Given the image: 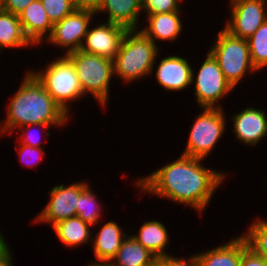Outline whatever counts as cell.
<instances>
[{"label": "cell", "instance_id": "cell-27", "mask_svg": "<svg viewBox=\"0 0 267 266\" xmlns=\"http://www.w3.org/2000/svg\"><path fill=\"white\" fill-rule=\"evenodd\" d=\"M41 3L53 25L75 10L72 0H41Z\"/></svg>", "mask_w": 267, "mask_h": 266}, {"label": "cell", "instance_id": "cell-1", "mask_svg": "<svg viewBox=\"0 0 267 266\" xmlns=\"http://www.w3.org/2000/svg\"><path fill=\"white\" fill-rule=\"evenodd\" d=\"M203 159L181 154L177 160L136 181L143 193L165 197L202 213L225 179V173L206 168Z\"/></svg>", "mask_w": 267, "mask_h": 266}, {"label": "cell", "instance_id": "cell-15", "mask_svg": "<svg viewBox=\"0 0 267 266\" xmlns=\"http://www.w3.org/2000/svg\"><path fill=\"white\" fill-rule=\"evenodd\" d=\"M120 225L114 221L106 222L102 228L92 237L93 254L97 261L90 262V265H108L116 256L122 241L127 237Z\"/></svg>", "mask_w": 267, "mask_h": 266}, {"label": "cell", "instance_id": "cell-26", "mask_svg": "<svg viewBox=\"0 0 267 266\" xmlns=\"http://www.w3.org/2000/svg\"><path fill=\"white\" fill-rule=\"evenodd\" d=\"M242 235L249 247L267 262V219L258 217Z\"/></svg>", "mask_w": 267, "mask_h": 266}, {"label": "cell", "instance_id": "cell-5", "mask_svg": "<svg viewBox=\"0 0 267 266\" xmlns=\"http://www.w3.org/2000/svg\"><path fill=\"white\" fill-rule=\"evenodd\" d=\"M55 59V60H54ZM44 70H30L42 83L46 92L69 116L70 102L84 96L77 72L72 62L64 55L54 58Z\"/></svg>", "mask_w": 267, "mask_h": 266}, {"label": "cell", "instance_id": "cell-8", "mask_svg": "<svg viewBox=\"0 0 267 266\" xmlns=\"http://www.w3.org/2000/svg\"><path fill=\"white\" fill-rule=\"evenodd\" d=\"M192 69V86L195 85V100L200 108H222L218 105V101L222 100L227 93H230L234 88L225 79L222 70L219 67L218 61L208 51L207 56L199 68L195 76ZM195 79V80H194Z\"/></svg>", "mask_w": 267, "mask_h": 266}, {"label": "cell", "instance_id": "cell-36", "mask_svg": "<svg viewBox=\"0 0 267 266\" xmlns=\"http://www.w3.org/2000/svg\"><path fill=\"white\" fill-rule=\"evenodd\" d=\"M7 244L2 232H0V249H2Z\"/></svg>", "mask_w": 267, "mask_h": 266}, {"label": "cell", "instance_id": "cell-31", "mask_svg": "<svg viewBox=\"0 0 267 266\" xmlns=\"http://www.w3.org/2000/svg\"><path fill=\"white\" fill-rule=\"evenodd\" d=\"M156 266H198L196 256L186 258H177L173 255H167L157 259Z\"/></svg>", "mask_w": 267, "mask_h": 266}, {"label": "cell", "instance_id": "cell-33", "mask_svg": "<svg viewBox=\"0 0 267 266\" xmlns=\"http://www.w3.org/2000/svg\"><path fill=\"white\" fill-rule=\"evenodd\" d=\"M241 266H267V262L248 247L242 253Z\"/></svg>", "mask_w": 267, "mask_h": 266}, {"label": "cell", "instance_id": "cell-32", "mask_svg": "<svg viewBox=\"0 0 267 266\" xmlns=\"http://www.w3.org/2000/svg\"><path fill=\"white\" fill-rule=\"evenodd\" d=\"M34 0H0V8L19 15Z\"/></svg>", "mask_w": 267, "mask_h": 266}, {"label": "cell", "instance_id": "cell-30", "mask_svg": "<svg viewBox=\"0 0 267 266\" xmlns=\"http://www.w3.org/2000/svg\"><path fill=\"white\" fill-rule=\"evenodd\" d=\"M17 149L19 147V151L18 155H19V160L20 162H22L24 165H26L27 167H34L37 165L36 164H40V162L42 161L43 156H45L43 151V148H35V147H30L24 144H19L18 146H15ZM36 162V163H35Z\"/></svg>", "mask_w": 267, "mask_h": 266}, {"label": "cell", "instance_id": "cell-6", "mask_svg": "<svg viewBox=\"0 0 267 266\" xmlns=\"http://www.w3.org/2000/svg\"><path fill=\"white\" fill-rule=\"evenodd\" d=\"M217 35L209 52L218 61L225 79L234 88L246 73L257 71L251 61L248 40L234 37L225 29H221Z\"/></svg>", "mask_w": 267, "mask_h": 266}, {"label": "cell", "instance_id": "cell-24", "mask_svg": "<svg viewBox=\"0 0 267 266\" xmlns=\"http://www.w3.org/2000/svg\"><path fill=\"white\" fill-rule=\"evenodd\" d=\"M88 185L79 196V203L76 207L77 216L85 223L93 226L99 224L101 215V207L99 201L96 200V195Z\"/></svg>", "mask_w": 267, "mask_h": 266}, {"label": "cell", "instance_id": "cell-16", "mask_svg": "<svg viewBox=\"0 0 267 266\" xmlns=\"http://www.w3.org/2000/svg\"><path fill=\"white\" fill-rule=\"evenodd\" d=\"M19 20L25 36L34 45H40L52 31L48 14L41 0H34L19 15ZM47 33V34H46Z\"/></svg>", "mask_w": 267, "mask_h": 266}, {"label": "cell", "instance_id": "cell-4", "mask_svg": "<svg viewBox=\"0 0 267 266\" xmlns=\"http://www.w3.org/2000/svg\"><path fill=\"white\" fill-rule=\"evenodd\" d=\"M73 64L84 95L96 98L101 107L108 103L110 82L114 77L113 60L78 50L65 55Z\"/></svg>", "mask_w": 267, "mask_h": 266}, {"label": "cell", "instance_id": "cell-17", "mask_svg": "<svg viewBox=\"0 0 267 266\" xmlns=\"http://www.w3.org/2000/svg\"><path fill=\"white\" fill-rule=\"evenodd\" d=\"M249 247L246 238L241 234L205 252L195 254L198 266H241L242 253Z\"/></svg>", "mask_w": 267, "mask_h": 266}, {"label": "cell", "instance_id": "cell-37", "mask_svg": "<svg viewBox=\"0 0 267 266\" xmlns=\"http://www.w3.org/2000/svg\"><path fill=\"white\" fill-rule=\"evenodd\" d=\"M88 266H106V265H90V264H88Z\"/></svg>", "mask_w": 267, "mask_h": 266}, {"label": "cell", "instance_id": "cell-19", "mask_svg": "<svg viewBox=\"0 0 267 266\" xmlns=\"http://www.w3.org/2000/svg\"><path fill=\"white\" fill-rule=\"evenodd\" d=\"M181 12L146 14V23L148 22V24L141 31L155 44H157L156 41L158 40L175 42L181 31H183L180 19Z\"/></svg>", "mask_w": 267, "mask_h": 266}, {"label": "cell", "instance_id": "cell-29", "mask_svg": "<svg viewBox=\"0 0 267 266\" xmlns=\"http://www.w3.org/2000/svg\"><path fill=\"white\" fill-rule=\"evenodd\" d=\"M50 126L51 125H47V124H30V125H25L23 127L17 128L18 130H20L19 132L21 135V136H19L20 139L18 138V140H19L18 144H24V145H27L30 147H35V148H43L41 146L42 142L39 140L40 137H36L37 133L33 134L32 131H30V129L36 128V127H38V128L42 127V131L44 129H46L48 131V133L45 134L48 138V136H50V132H49V128H51ZM38 132H40V131H38ZM32 134L35 136H33ZM37 136H39V135H37Z\"/></svg>", "mask_w": 267, "mask_h": 266}, {"label": "cell", "instance_id": "cell-9", "mask_svg": "<svg viewBox=\"0 0 267 266\" xmlns=\"http://www.w3.org/2000/svg\"><path fill=\"white\" fill-rule=\"evenodd\" d=\"M95 15L91 10L75 9L53 25L51 34L46 38L47 43L66 49L64 55L80 50Z\"/></svg>", "mask_w": 267, "mask_h": 266}, {"label": "cell", "instance_id": "cell-11", "mask_svg": "<svg viewBox=\"0 0 267 266\" xmlns=\"http://www.w3.org/2000/svg\"><path fill=\"white\" fill-rule=\"evenodd\" d=\"M266 2V0H230L231 15L224 29L234 37L247 40L266 21Z\"/></svg>", "mask_w": 267, "mask_h": 266}, {"label": "cell", "instance_id": "cell-28", "mask_svg": "<svg viewBox=\"0 0 267 266\" xmlns=\"http://www.w3.org/2000/svg\"><path fill=\"white\" fill-rule=\"evenodd\" d=\"M184 0H142V11L146 14L171 13L180 10Z\"/></svg>", "mask_w": 267, "mask_h": 266}, {"label": "cell", "instance_id": "cell-35", "mask_svg": "<svg viewBox=\"0 0 267 266\" xmlns=\"http://www.w3.org/2000/svg\"><path fill=\"white\" fill-rule=\"evenodd\" d=\"M7 243L2 249H0V266H13L12 263V251Z\"/></svg>", "mask_w": 267, "mask_h": 266}, {"label": "cell", "instance_id": "cell-22", "mask_svg": "<svg viewBox=\"0 0 267 266\" xmlns=\"http://www.w3.org/2000/svg\"><path fill=\"white\" fill-rule=\"evenodd\" d=\"M51 228L55 230L56 236L65 244L64 246L68 247L87 244L92 241V236H94L90 229L91 225L85 223L78 216L61 220Z\"/></svg>", "mask_w": 267, "mask_h": 266}, {"label": "cell", "instance_id": "cell-7", "mask_svg": "<svg viewBox=\"0 0 267 266\" xmlns=\"http://www.w3.org/2000/svg\"><path fill=\"white\" fill-rule=\"evenodd\" d=\"M187 139L183 155L206 159L220 140L226 129L225 111L223 108H201Z\"/></svg>", "mask_w": 267, "mask_h": 266}, {"label": "cell", "instance_id": "cell-23", "mask_svg": "<svg viewBox=\"0 0 267 266\" xmlns=\"http://www.w3.org/2000/svg\"><path fill=\"white\" fill-rule=\"evenodd\" d=\"M33 45L25 36L18 15L0 8V53L4 48H20Z\"/></svg>", "mask_w": 267, "mask_h": 266}, {"label": "cell", "instance_id": "cell-12", "mask_svg": "<svg viewBox=\"0 0 267 266\" xmlns=\"http://www.w3.org/2000/svg\"><path fill=\"white\" fill-rule=\"evenodd\" d=\"M92 26L88 29L80 50L113 60L128 29L108 21Z\"/></svg>", "mask_w": 267, "mask_h": 266}, {"label": "cell", "instance_id": "cell-21", "mask_svg": "<svg viewBox=\"0 0 267 266\" xmlns=\"http://www.w3.org/2000/svg\"><path fill=\"white\" fill-rule=\"evenodd\" d=\"M157 259L154 254L129 235L122 241L116 256L107 266H156Z\"/></svg>", "mask_w": 267, "mask_h": 266}, {"label": "cell", "instance_id": "cell-14", "mask_svg": "<svg viewBox=\"0 0 267 266\" xmlns=\"http://www.w3.org/2000/svg\"><path fill=\"white\" fill-rule=\"evenodd\" d=\"M155 76L163 89L181 91L192 84V66L186 58L167 56L159 60Z\"/></svg>", "mask_w": 267, "mask_h": 266}, {"label": "cell", "instance_id": "cell-34", "mask_svg": "<svg viewBox=\"0 0 267 266\" xmlns=\"http://www.w3.org/2000/svg\"><path fill=\"white\" fill-rule=\"evenodd\" d=\"M102 0H72L75 9L91 10L96 12Z\"/></svg>", "mask_w": 267, "mask_h": 266}, {"label": "cell", "instance_id": "cell-13", "mask_svg": "<svg viewBox=\"0 0 267 266\" xmlns=\"http://www.w3.org/2000/svg\"><path fill=\"white\" fill-rule=\"evenodd\" d=\"M266 111L259 108L247 107L232 115L233 132L236 139L244 145L256 146L267 136Z\"/></svg>", "mask_w": 267, "mask_h": 266}, {"label": "cell", "instance_id": "cell-25", "mask_svg": "<svg viewBox=\"0 0 267 266\" xmlns=\"http://www.w3.org/2000/svg\"><path fill=\"white\" fill-rule=\"evenodd\" d=\"M247 40L253 66L257 71L267 67V19Z\"/></svg>", "mask_w": 267, "mask_h": 266}, {"label": "cell", "instance_id": "cell-18", "mask_svg": "<svg viewBox=\"0 0 267 266\" xmlns=\"http://www.w3.org/2000/svg\"><path fill=\"white\" fill-rule=\"evenodd\" d=\"M142 0H102L97 15L107 13V21L126 27L128 30L139 29V14Z\"/></svg>", "mask_w": 267, "mask_h": 266}, {"label": "cell", "instance_id": "cell-20", "mask_svg": "<svg viewBox=\"0 0 267 266\" xmlns=\"http://www.w3.org/2000/svg\"><path fill=\"white\" fill-rule=\"evenodd\" d=\"M139 233L131 235L143 247L149 250L157 258L171 255L166 250L169 244V236L166 226L160 221H144Z\"/></svg>", "mask_w": 267, "mask_h": 266}, {"label": "cell", "instance_id": "cell-3", "mask_svg": "<svg viewBox=\"0 0 267 266\" xmlns=\"http://www.w3.org/2000/svg\"><path fill=\"white\" fill-rule=\"evenodd\" d=\"M159 47L140 29L128 30L113 59L114 76L125 83L137 81L153 73Z\"/></svg>", "mask_w": 267, "mask_h": 266}, {"label": "cell", "instance_id": "cell-2", "mask_svg": "<svg viewBox=\"0 0 267 266\" xmlns=\"http://www.w3.org/2000/svg\"><path fill=\"white\" fill-rule=\"evenodd\" d=\"M7 107L5 122L0 123V136L30 124L66 125L69 116L46 92L42 83L29 70Z\"/></svg>", "mask_w": 267, "mask_h": 266}, {"label": "cell", "instance_id": "cell-10", "mask_svg": "<svg viewBox=\"0 0 267 266\" xmlns=\"http://www.w3.org/2000/svg\"><path fill=\"white\" fill-rule=\"evenodd\" d=\"M88 182L80 181L71 185L60 184L51 188L49 201L35 218V222L51 224L77 216L76 207L80 193L88 186Z\"/></svg>", "mask_w": 267, "mask_h": 266}]
</instances>
